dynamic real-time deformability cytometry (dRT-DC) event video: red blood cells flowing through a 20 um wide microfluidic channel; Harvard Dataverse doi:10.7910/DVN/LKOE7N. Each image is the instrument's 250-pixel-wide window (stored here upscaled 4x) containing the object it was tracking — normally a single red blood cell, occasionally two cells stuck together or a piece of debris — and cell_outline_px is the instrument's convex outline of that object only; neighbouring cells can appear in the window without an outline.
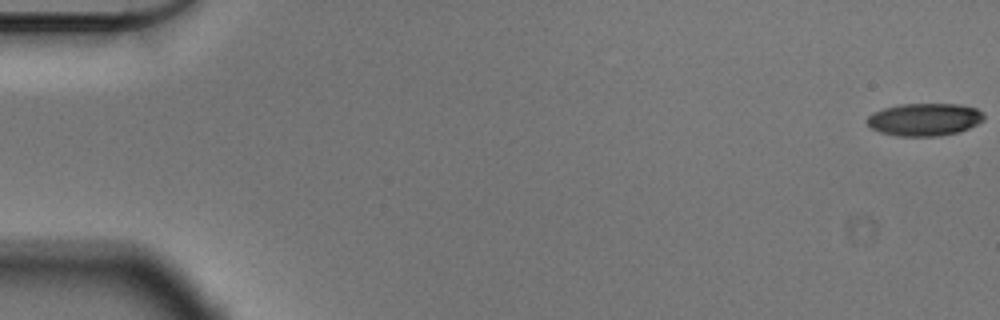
{"species": "Egyptian fruit bat (a non-hibernating species)", "species_latin": "Rousettus aegyptiacus", "temperature_condition": "cold", "stored_images_in_passage": 57, "camera_frame_rate_fps": 3000, "um_per_image_px": 0.085, "animal": {"sex": "male"}, "frame": {"image": 1, "passage_image": 1, "time_ms": 0.0, "image_size_px": [1000, 320], "cell_outline_px": [[984, 120], [960, 132], [940, 136], [896, 136], [880, 132], [872, 128], [868, 124], [868, 116], [884, 108], [900, 104], [960, 104], [976, 108], [984, 112]], "centroid_in_image_um": [78.63, 10.16], "position_along_channel_um": 6.4, "area_um2": 22.2}}
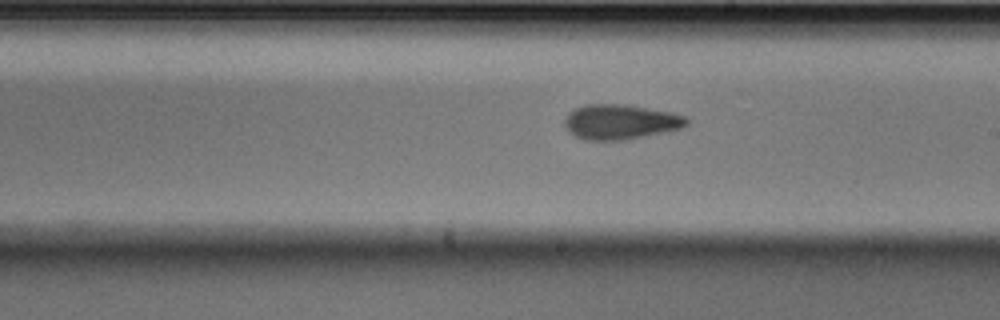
{"frame": {"image": 2, "passage_image": 33, "time_ms": 10.667, "image_size_px": [1000, 320], "cell_outline_px": [[688, 124], [680, 128], [644, 136], [624, 140], [584, 140], [576, 136], [564, 124], [564, 120], [568, 112], [584, 104], [624, 104], [672, 112], [684, 116], [688, 120]], "centroid_in_image_um": [52.72, 10.35], "position_along_channel_um": 236.3, "area_um2": 24.62}}
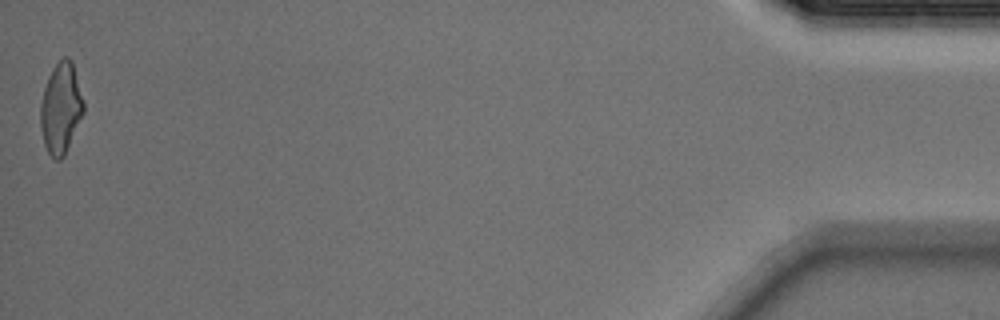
{"frame": {"image": 3, "passage_image": 57, "time_ms": 18.667, "image_size_px": [1000, 320], "cell_outline_px": [[84, 112], [64, 156], [60, 160], [56, 160], [48, 152], [44, 144], [40, 128], [40, 104], [44, 88], [48, 76], [52, 68], [64, 56], [68, 56], [72, 60], [84, 104]], "centroid_in_image_um": [5.16, 9.19], "position_along_channel_um": 430.0, "area_um2": 22.77}, "authors_computed_cell_mechanics": {"area_um2": 23.5246, "velocity_mm_per_s": 3.5603, "shape_relaxation_time_tau1_ms": 3.6966, "shape_relaxation_time_tau2_ms": 2.2019, "deformation_change_tau1": 0.1328, "deformation_change_tau2": 0.0959}}